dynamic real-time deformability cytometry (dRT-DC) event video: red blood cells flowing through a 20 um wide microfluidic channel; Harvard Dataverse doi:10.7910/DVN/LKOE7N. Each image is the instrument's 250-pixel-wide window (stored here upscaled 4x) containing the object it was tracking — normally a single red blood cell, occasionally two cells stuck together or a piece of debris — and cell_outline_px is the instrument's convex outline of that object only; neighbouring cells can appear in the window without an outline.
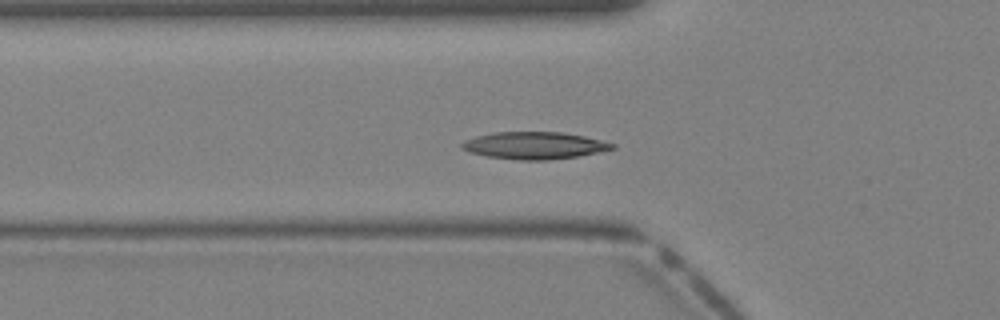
{"species": "Egyptian fruit bat (a non-hibernating species)", "species_latin": "Rousettus aegyptiacus", "temperature_condition": "warm", "stored_images_in_passage": 40, "segment_of_instrument_passage": [1, 2], "camera_frame_rate_fps": 3000, "um_per_image_px": 0.085, "animal": {"sex": "female"}, "frame": {"image": 1, "passage_image": 13, "time_ms": 4.0, "image_size_px": [1000, 320], "cell_outline_px": [[616, 148], [576, 156], [548, 160], [520, 160], [484, 156], [468, 152], [460, 148], [460, 144], [464, 140], [476, 136], [496, 132], [560, 132], [584, 136], [616, 144]], "centroid_in_image_um": [45.36, 12.36], "position_along_channel_um": 80.4, "area_um2": 23.76}}
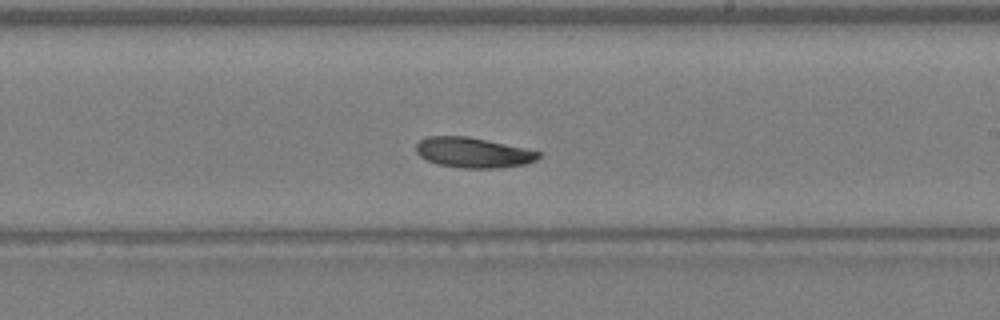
{"frame": {"image": 2, "passage_image": 23, "time_ms": 7.333, "image_size_px": [1000, 320], "cell_outline_px": [[540, 156], [536, 160], [524, 164], [496, 168], [464, 168], [436, 164], [420, 156], [416, 152], [416, 144], [420, 140], [428, 136], [468, 136], [524, 148], [540, 152]], "centroid_in_image_um": [40.18, 12.97], "position_along_channel_um": 248.8, "area_um2": 21.39}}
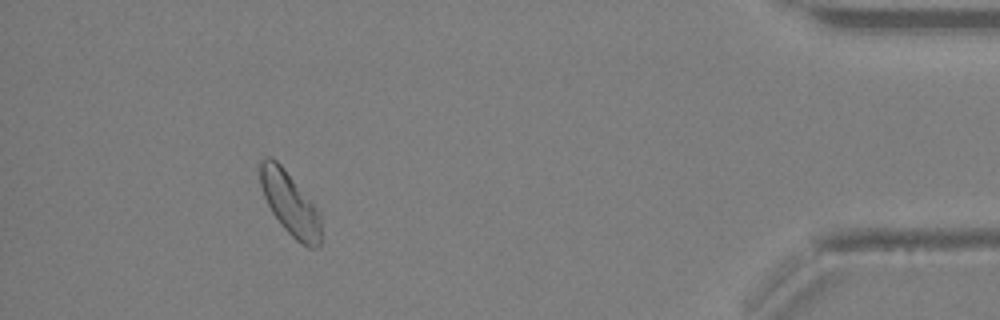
{"frame": {"image": 3, "passage_image": 36, "time_ms": 11.667, "image_size_px": [1000, 320], "cell_outline_px": [[320, 244], [316, 248], [308, 248], [296, 240], [280, 224], [272, 212], [264, 196], [260, 184], [260, 160], [264, 156], [272, 156], [280, 164], [312, 200], [320, 212]], "centroid_in_image_um": [24.65, 17.28], "position_along_channel_um": 410.5, "area_um2": 22.48}}